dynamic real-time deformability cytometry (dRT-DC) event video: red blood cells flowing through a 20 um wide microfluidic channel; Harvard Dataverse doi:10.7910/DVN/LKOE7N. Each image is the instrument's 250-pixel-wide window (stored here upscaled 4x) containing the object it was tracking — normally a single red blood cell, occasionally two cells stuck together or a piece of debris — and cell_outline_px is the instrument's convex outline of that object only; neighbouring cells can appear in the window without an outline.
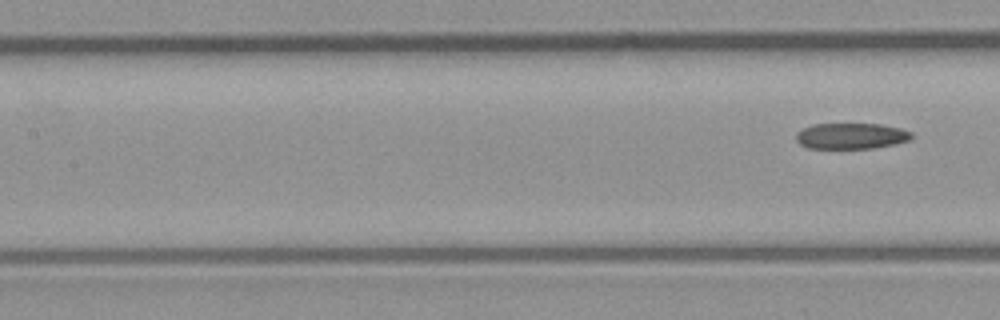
{"species": "common noctule bat (a hibernating species)", "species_latin": "Nyctalus noctula", "temperature_condition": "room temperature", "stored_images_in_passage": 9, "segment_of_instrument_passage": [2, 2], "camera_frame_rate_fps": 3000, "um_per_image_px": 0.085, "animal": {"sex": "male", "body_mass_g": 23.1, "forearm_length_mm": 52.7}, "frame": {"image": 1, "passage_image": 9, "time_ms": 10.0, "image_size_px": [1000, 320], "cell_outline_px": [[912, 136], [908, 140], [892, 144], [872, 148], [808, 148], [800, 144], [796, 140], [796, 132], [812, 124], [880, 124], [900, 128], [912, 132]], "centroid_in_image_um": [72.31, 11.55], "position_along_channel_um": 135.1, "area_um2": 17.28}}